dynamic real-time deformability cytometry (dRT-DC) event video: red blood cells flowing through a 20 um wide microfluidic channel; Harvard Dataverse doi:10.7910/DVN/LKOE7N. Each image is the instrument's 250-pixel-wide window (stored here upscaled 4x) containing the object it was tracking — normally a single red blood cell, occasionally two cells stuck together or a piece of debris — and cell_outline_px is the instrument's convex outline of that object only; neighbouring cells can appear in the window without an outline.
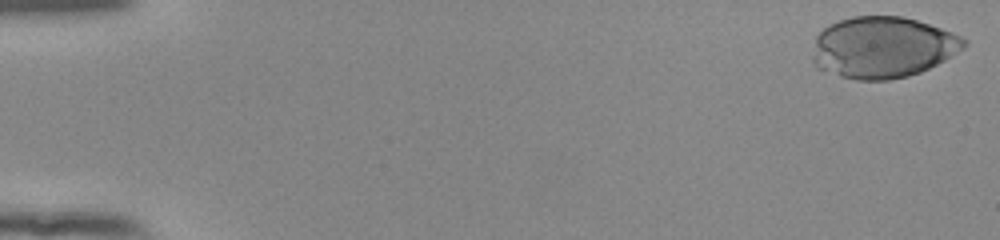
{"species": "human", "species_latin": "Homo sapiens", "temperature_condition": "room temperature", "stored_images_in_passage": 52, "camera_frame_rate_fps": 3000, "um_per_image_px": 0.085, "donor": {"sex": "female"}, "frame": {"image": 1, "passage_image": 1, "time_ms": 0.0, "image_size_px": [1000, 240], "cell_outline_px": [[968, 44], [964, 48], [944, 60], [920, 72], [908, 76], [888, 80], [856, 80], [840, 76], [816, 68], [812, 60], [812, 56], [816, 36], [828, 24], [852, 16], [900, 16], [916, 20], [952, 32], [968, 40]], "centroid_in_image_um": [75.01, 4.03], "position_along_channel_um": 10.0, "area_um2": 54.16}}